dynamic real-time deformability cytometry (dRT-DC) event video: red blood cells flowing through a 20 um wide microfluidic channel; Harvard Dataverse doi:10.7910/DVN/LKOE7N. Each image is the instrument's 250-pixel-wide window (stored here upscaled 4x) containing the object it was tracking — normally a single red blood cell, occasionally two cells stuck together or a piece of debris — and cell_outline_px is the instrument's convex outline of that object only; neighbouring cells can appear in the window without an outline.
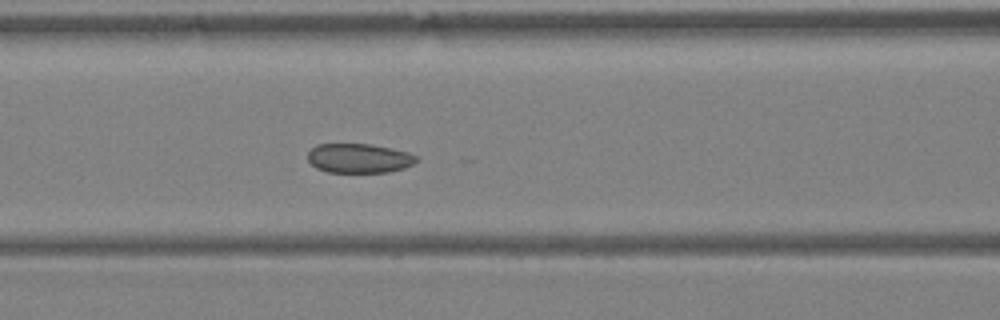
{"species": "Egyptian fruit bat (a non-hibernating species)", "species_latin": "Rousettus aegyptiacus", "temperature_condition": "warm", "stored_images_in_passage": 22, "camera_frame_rate_fps": 3000, "um_per_image_px": 0.085, "animal": {"sex": "female"}, "frame": {"image": 1, "passage_image": 19, "time_ms": 6.0, "image_size_px": [1000, 320], "cell_outline_px": [[416, 160], [412, 164], [404, 168], [388, 172], [328, 172], [316, 168], [308, 160], [308, 152], [316, 144], [368, 144], [392, 148], [408, 152], [416, 156]], "centroid_in_image_um": [30.49, 13.45], "position_along_channel_um": 136.1, "area_um2": 18.5}}